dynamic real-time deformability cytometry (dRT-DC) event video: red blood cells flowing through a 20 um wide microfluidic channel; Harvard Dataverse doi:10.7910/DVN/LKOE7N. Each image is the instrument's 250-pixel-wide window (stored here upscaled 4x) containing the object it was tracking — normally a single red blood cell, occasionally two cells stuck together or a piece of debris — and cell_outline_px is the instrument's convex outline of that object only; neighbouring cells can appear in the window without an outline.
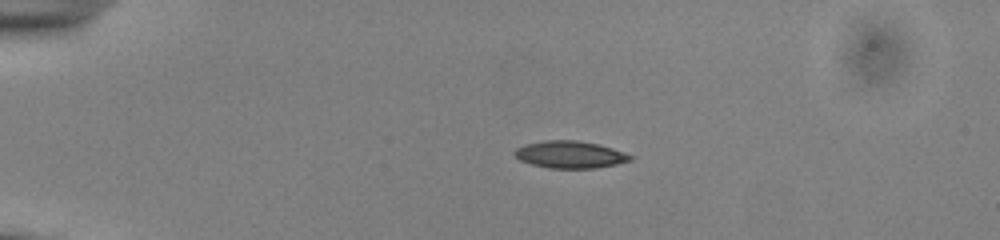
{"species": "common noctule bat (a hibernating species)", "species_latin": "Nyctalus noctula", "temperature_condition": "cold", "stored_images_in_passage": 54, "camera_frame_rate_fps": 3000, "um_per_image_px": 0.085, "animal": {"sex": "male", "body_mass_g": 13.0, "forearm_length_mm": 53.1}, "frame": {"image": 1, "passage_image": 12, "time_ms": 3.667, "image_size_px": [1000, 240], "cell_outline_px": [[632, 160], [616, 164], [596, 168], [548, 168], [532, 164], [520, 160], [512, 152], [516, 148], [524, 144], [544, 140], [576, 140], [600, 144], [624, 152], [632, 156]], "centroid_in_image_um": [48.44, 13.13], "position_along_channel_um": 36.6, "area_um2": 18.38}}
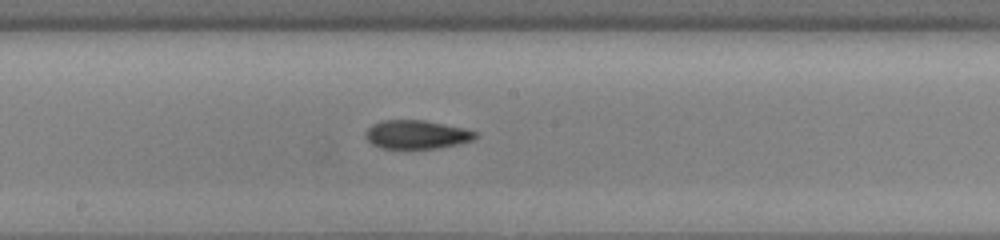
{"frame": {"image": 2, "passage_image": 30, "time_ms": 9.667, "image_size_px": [1000, 240], "cell_outline_px": [[480, 136], [472, 140], [460, 144], [440, 148], [380, 148], [372, 144], [364, 136], [364, 132], [372, 124], [384, 120], [424, 120], [464, 128], [480, 132]], "centroid_in_image_um": [35.45, 11.43], "position_along_channel_um": 212.7, "area_um2": 18.55}}
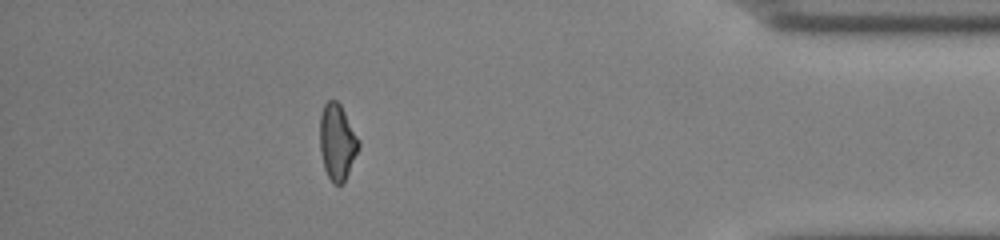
{"frame": {"image": 3, "passage_image": 48, "time_ms": 15.667, "image_size_px": [1000, 240], "cell_outline_px": [[360, 144], [344, 184], [332, 184], [324, 168], [320, 152], [320, 116], [324, 104], [328, 100], [336, 100], [340, 104], [360, 140]], "centroid_in_image_um": [28.66, 12.08], "position_along_channel_um": 406.5, "area_um2": 17.22}, "authors_computed_cell_mechanics": {"area_um2": 18.0336, "velocity_mm_per_s": 3.8671, "shape_relaxation_time_tau1_ms": 4.6564, "shape_relaxation_time_tau2_ms": 5.0464, "deformation_change_tau1": 0.1532, "deformation_change_tau2": 0.1065}}